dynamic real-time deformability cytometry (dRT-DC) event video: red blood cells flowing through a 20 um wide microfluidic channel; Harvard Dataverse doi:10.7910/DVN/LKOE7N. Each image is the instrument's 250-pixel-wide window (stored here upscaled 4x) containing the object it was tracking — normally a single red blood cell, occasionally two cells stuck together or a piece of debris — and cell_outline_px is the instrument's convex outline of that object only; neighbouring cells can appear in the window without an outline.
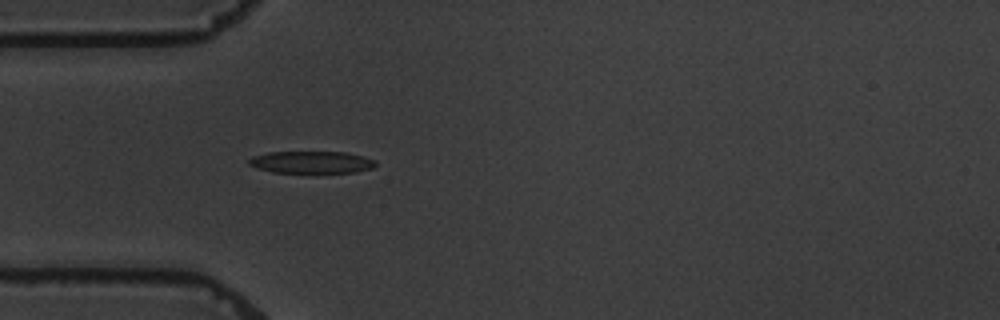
{"species": "common noctule bat (a hibernating species)", "species_latin": "Nyctalus noctula", "temperature_condition": "warm", "stored_images_in_passage": 5, "camera_frame_rate_fps": 3000, "um_per_image_px": 0.085, "animal": {"sex": "male", "body_mass_g": 19.5, "forearm_length_mm": 54.6}, "frame": {"image": 1, "passage_image": 5, "time_ms": 5.333, "image_size_px": [1000, 320], "cell_outline_px": [[376, 164], [372, 168], [356, 172], [272, 172], [256, 168], [248, 164], [248, 160], [252, 156], [268, 152], [348, 152], [376, 160]], "centroid_in_image_um": [26.46, 13.78], "position_along_channel_um": 58.5, "area_um2": 16.3}}